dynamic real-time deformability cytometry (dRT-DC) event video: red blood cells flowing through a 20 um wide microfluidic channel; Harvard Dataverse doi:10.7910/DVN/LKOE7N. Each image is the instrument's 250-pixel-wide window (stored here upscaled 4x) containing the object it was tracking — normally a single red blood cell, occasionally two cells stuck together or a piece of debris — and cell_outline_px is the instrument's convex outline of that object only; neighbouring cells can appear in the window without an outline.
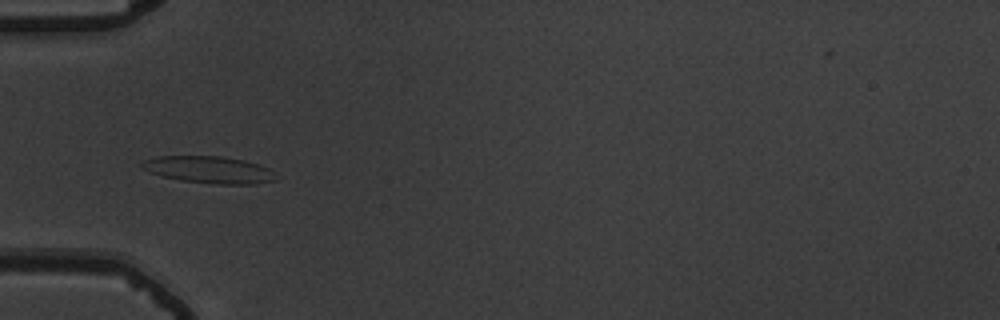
{"species": "common noctule bat (a hibernating species)", "species_latin": "Nyctalus noctula", "temperature_condition": "warm", "stored_images_in_passage": 34, "camera_frame_rate_fps": 3000, "um_per_image_px": 0.085, "animal": {"sex": "male", "body_mass_g": 19.5, "forearm_length_mm": 54.6}, "frame": {"image": 1, "passage_image": 1, "time_ms": 0.0, "image_size_px": [1000, 320], "cell_outline_px": [[276, 180], [256, 184], [216, 184], [180, 180], [160, 176], [148, 172], [140, 164], [144, 160], [156, 156], [220, 156], [244, 160], [268, 168], [272, 172]], "centroid_in_image_um": [17.72, 14.43], "position_along_channel_um": 67.3, "area_um2": 20.98}}
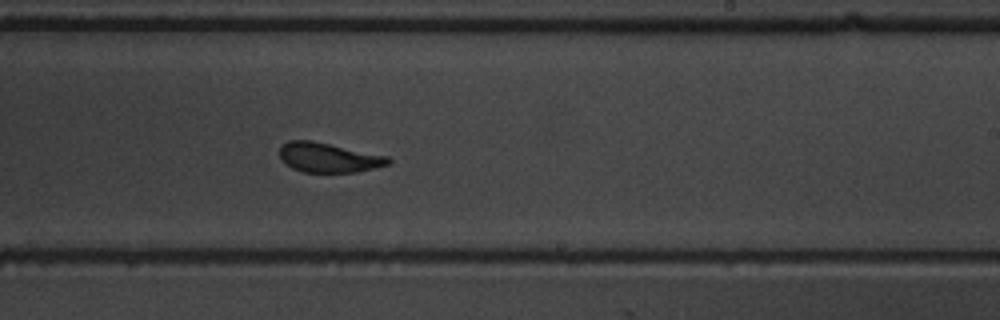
{"frame": {"image": 2, "passage_image": 17, "time_ms": 5.333, "image_size_px": [1000, 320], "cell_outline_px": [[392, 164], [356, 172], [304, 172], [292, 168], [280, 156], [280, 148], [288, 140], [312, 140], [388, 156], [392, 160]], "centroid_in_image_um": [27.98, 13.39], "position_along_channel_um": 261.0, "area_um2": 18.67}}
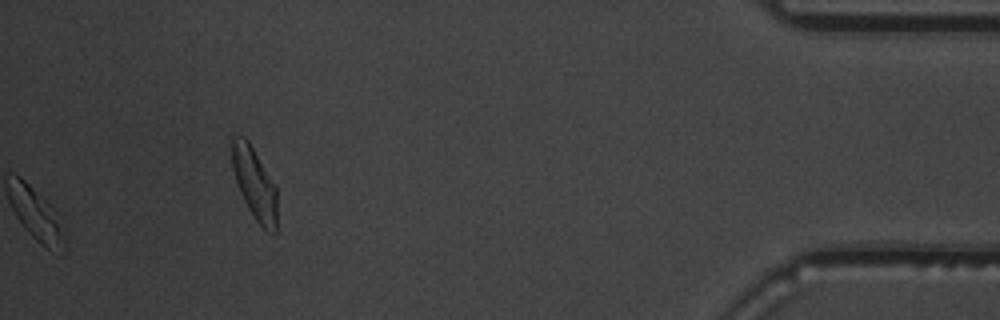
{"frame": {"image": 3, "passage_image": 34, "time_ms": 11.0, "image_size_px": [1000, 320], "cell_outline_px": [[276, 232], [272, 232], [264, 228], [256, 220], [248, 208], [240, 192], [232, 168], [232, 136], [244, 136], [248, 140], [276, 188]], "centroid_in_image_um": [21.61, 15.58], "position_along_channel_um": 413.6, "area_um2": 18.32}, "authors_computed_cell_mechanics": {"area_um2": 18.7272, "velocity_mm_per_s": 3.6701, "shape_relaxation_time_tau1_ms": 5.4896, "shape_relaxation_time_tau2_ms": 1.4456, "deformation_change_tau1": 0.1772, "deformation_change_tau2": 0.0968}}